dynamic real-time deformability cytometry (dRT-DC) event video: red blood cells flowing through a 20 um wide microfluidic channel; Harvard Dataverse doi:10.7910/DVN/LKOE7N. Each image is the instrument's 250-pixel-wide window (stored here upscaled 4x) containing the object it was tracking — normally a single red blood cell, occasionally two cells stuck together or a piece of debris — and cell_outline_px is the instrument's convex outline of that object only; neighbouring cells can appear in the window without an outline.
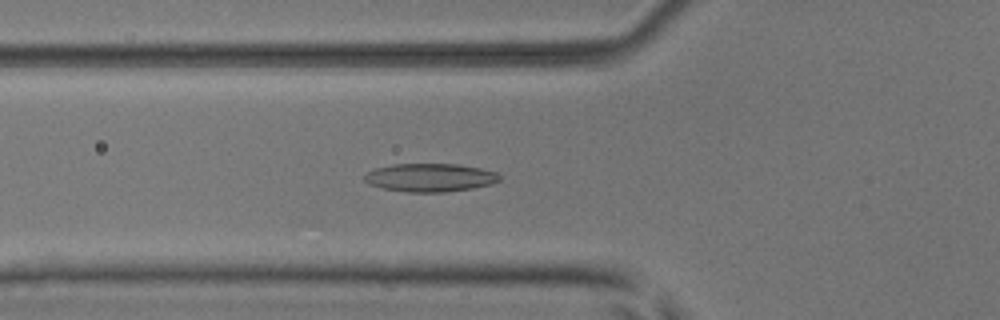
{"species": "common noctule bat (a hibernating species)", "species_latin": "Nyctalus noctula", "temperature_condition": "room temperature", "stored_images_in_passage": 50, "camera_frame_rate_fps": 3000, "um_per_image_px": 0.085, "animal": {"sex": "male", "body_mass_g": 17.9, "forearm_length_mm": 54.2}, "frame": {"image": 1, "passage_image": 17, "time_ms": 5.333, "image_size_px": [1000, 320], "cell_outline_px": [[500, 180], [492, 184], [472, 188], [444, 192], [408, 192], [384, 188], [368, 184], [364, 180], [364, 176], [368, 172], [376, 168], [392, 164], [460, 164], [480, 168], [496, 172], [500, 176]], "centroid_in_image_um": [36.57, 15.09], "position_along_channel_um": 89.2, "area_um2": 22.2}}
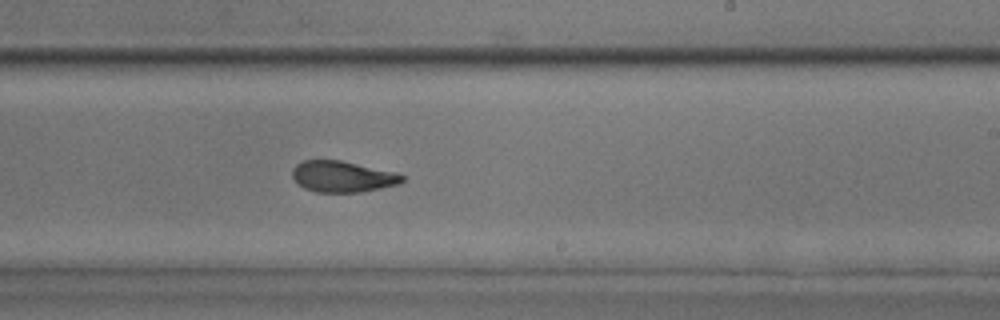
{"frame": {"image": 2, "passage_image": 30, "time_ms": 9.667, "image_size_px": [1000, 320], "cell_outline_px": [[404, 180], [400, 184], [360, 192], [316, 192], [304, 188], [292, 176], [292, 168], [296, 164], [304, 160], [340, 160], [396, 172], [404, 176]], "centroid_in_image_um": [29.12, 15.0], "position_along_channel_um": 259.9, "area_um2": 19.88}}
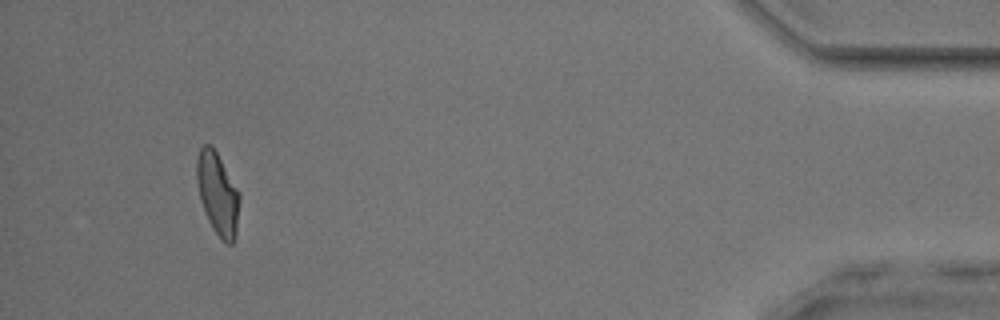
{"frame": {"image": 3, "passage_image": 47, "time_ms": 15.333, "image_size_px": [1000, 320], "cell_outline_px": [[240, 196], [236, 236], [232, 244], [228, 244], [220, 240], [212, 228], [208, 220], [200, 200], [196, 180], [196, 160], [200, 148], [204, 144], [212, 144], [240, 192]], "centroid_in_image_um": [18.5, 16.47], "position_along_channel_um": 416.7, "area_um2": 20.87}, "authors_computed_cell_mechanics": {"area_um2": 20.8658, "velocity_mm_per_s": 3.9474, "shape_relaxation_time_tau1_ms": 6.4425, "shape_relaxation_time_tau2_ms": 2.1072, "deformation_change_tau1": 0.1802, "deformation_change_tau2": 0.0971}}